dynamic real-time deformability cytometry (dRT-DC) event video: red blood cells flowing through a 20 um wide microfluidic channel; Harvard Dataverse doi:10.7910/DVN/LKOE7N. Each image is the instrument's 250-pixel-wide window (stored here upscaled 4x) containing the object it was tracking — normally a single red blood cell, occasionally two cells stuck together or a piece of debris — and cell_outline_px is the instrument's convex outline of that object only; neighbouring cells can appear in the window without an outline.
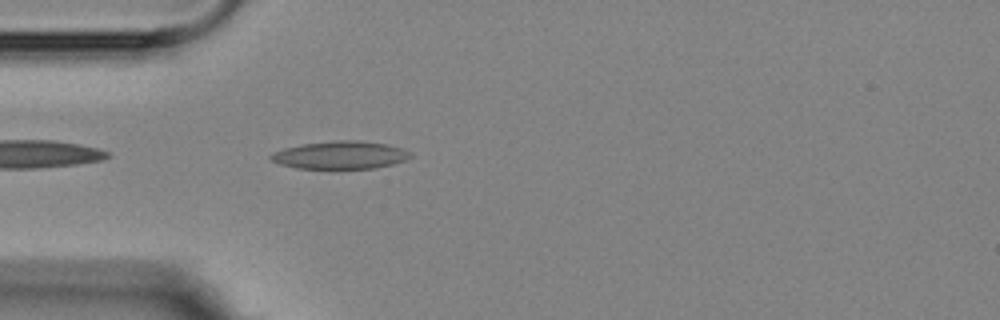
{"species": "Egyptian fruit bat (a non-hibernating species)", "species_latin": "Rousettus aegyptiacus", "temperature_condition": "room temperature", "stored_images_in_passage": 1, "camera_frame_rate_fps": 3000, "um_per_image_px": 0.085, "animal": {"sex": "female"}, "frame": {"image": 1, "passage_image": 1, "time_ms": 0.0, "image_size_px": [1000, 320], "cell_outline_px": [[412, 156], [404, 160], [392, 164], [376, 168], [296, 168], [280, 164], [272, 160], [268, 156], [272, 152], [284, 148], [300, 144], [332, 140], [356, 140], [388, 144], [412, 152]], "centroid_in_image_um": [28.9, 13.17], "position_along_channel_um": 56.1, "area_um2": 22.66}}